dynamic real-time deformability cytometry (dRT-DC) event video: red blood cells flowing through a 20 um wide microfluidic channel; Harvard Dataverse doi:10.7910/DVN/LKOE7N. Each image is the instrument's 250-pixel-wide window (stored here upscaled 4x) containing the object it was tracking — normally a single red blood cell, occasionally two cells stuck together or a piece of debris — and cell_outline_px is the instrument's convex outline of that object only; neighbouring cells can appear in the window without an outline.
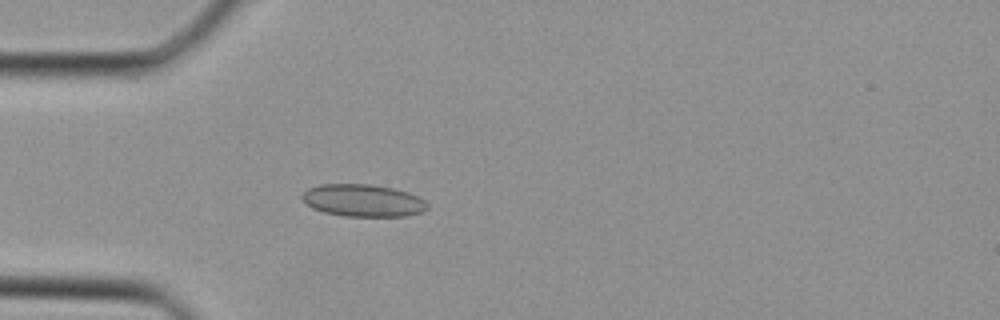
{"species": "Egyptian fruit bat (a non-hibernating species)", "species_latin": "Rousettus aegyptiacus", "temperature_condition": "cold", "stored_images_in_passage": 38, "camera_frame_rate_fps": 3000, "um_per_image_px": 0.085, "animal": {"sex": "female"}, "frame": {"image": 1, "passage_image": 11, "time_ms": 3.333, "image_size_px": [1000, 320], "cell_outline_px": [[428, 208], [424, 212], [408, 216], [344, 216], [324, 212], [312, 208], [304, 204], [300, 200], [300, 196], [308, 188], [320, 184], [368, 184], [392, 188], [408, 192], [420, 196], [428, 204]], "centroid_in_image_um": [30.84, 17.04], "position_along_channel_um": 54.2, "area_um2": 23.93}}
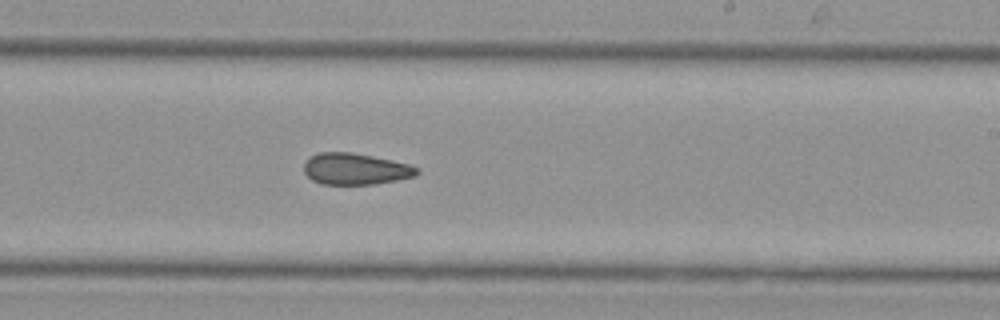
{"frame": {"image": 2, "passage_image": 23, "time_ms": 7.333, "image_size_px": [1000, 320], "cell_outline_px": [[420, 172], [416, 176], [396, 180], [372, 184], [320, 184], [312, 180], [304, 172], [304, 164], [312, 156], [320, 152], [352, 152], [392, 160], [408, 164], [420, 168]], "centroid_in_image_um": [30.23, 14.36], "position_along_channel_um": 258.8, "area_um2": 20.63}}
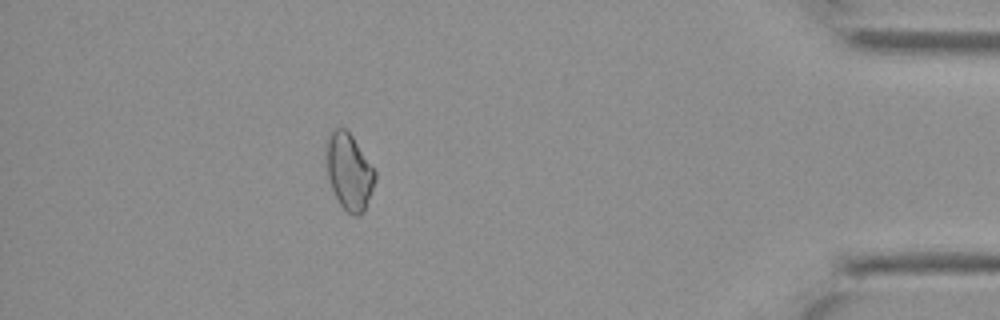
{"frame": {"image": 3, "passage_image": 34, "time_ms": 11.0, "image_size_px": [1000, 320], "cell_outline_px": [[376, 180], [364, 208], [360, 216], [352, 216], [340, 204], [324, 176], [324, 140], [332, 128], [344, 128], [352, 136], [376, 172]], "centroid_in_image_um": [29.57, 14.54], "position_along_channel_um": 405.6, "area_um2": 22.43}}